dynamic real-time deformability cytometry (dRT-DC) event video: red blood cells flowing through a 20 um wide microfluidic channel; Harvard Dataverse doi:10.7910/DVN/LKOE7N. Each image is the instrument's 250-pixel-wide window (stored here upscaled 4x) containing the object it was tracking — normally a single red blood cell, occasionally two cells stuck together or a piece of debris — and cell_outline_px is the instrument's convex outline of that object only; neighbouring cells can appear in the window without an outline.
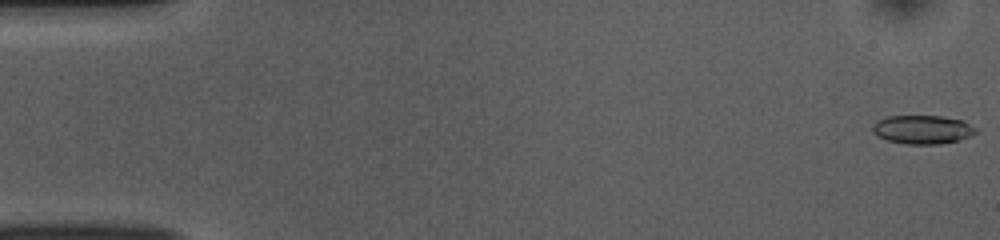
{"species": "common noctule bat (a hibernating species)", "species_latin": "Nyctalus noctula", "temperature_condition": "room temperature", "stored_images_in_passage": 52, "camera_frame_rate_fps": 3000, "um_per_image_px": 0.085, "animal": {"sex": "female", "body_mass_g": 10.0, "forearm_length_mm": 53.1}, "frame": {"image": 1, "passage_image": 1, "time_ms": 0.0, "image_size_px": [1000, 240], "cell_outline_px": [[976, 132], [972, 136], [940, 144], [904, 144], [888, 140], [872, 132], [872, 124], [876, 120], [888, 116], [940, 116], [964, 120], [976, 128]], "centroid_in_image_um": [78.41, 11.0], "position_along_channel_um": 6.6, "area_um2": 17.28}}
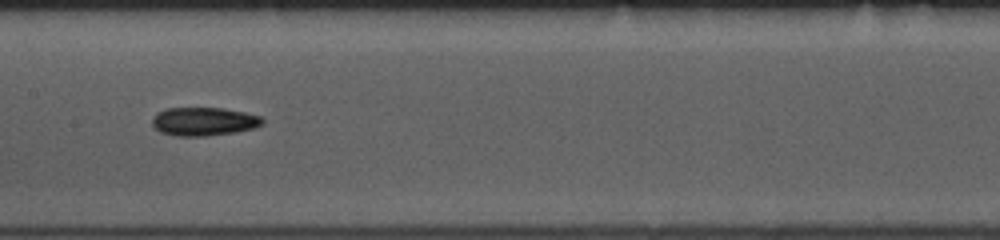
{"frame": {"image": 2, "passage_image": 26, "time_ms": 8.333, "image_size_px": [1000, 240], "cell_outline_px": [[264, 124], [252, 128], [236, 132], [204, 136], [176, 136], [160, 132], [152, 124], [152, 116], [156, 112], [164, 108], [224, 108], [244, 112], [260, 116], [264, 120]], "centroid_in_image_um": [17.3, 10.32], "position_along_channel_um": 190.1, "area_um2": 18.38}}
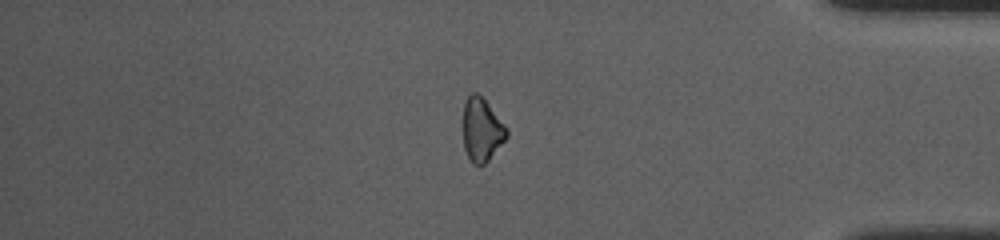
{"frame": {"image": 3, "passage_image": 44, "time_ms": 14.333, "image_size_px": [1000, 240], "cell_outline_px": [[508, 136], [488, 160], [480, 168], [472, 164], [464, 148], [464, 104], [468, 96], [472, 92], [476, 92], [488, 104], [508, 128]], "centroid_in_image_um": [40.96, 11.07], "position_along_channel_um": 394.2, "area_um2": 15.95}, "authors_computed_cell_mechanics": {"area_um2": 17.3689, "velocity_mm_per_s": 3.8798, "shape_relaxation_time_tau1_ms": 10.6741, "shape_relaxation_time_tau2_ms": null, "deformation_change_tau1": 0.1907, "deformation_change_tau2": null}}